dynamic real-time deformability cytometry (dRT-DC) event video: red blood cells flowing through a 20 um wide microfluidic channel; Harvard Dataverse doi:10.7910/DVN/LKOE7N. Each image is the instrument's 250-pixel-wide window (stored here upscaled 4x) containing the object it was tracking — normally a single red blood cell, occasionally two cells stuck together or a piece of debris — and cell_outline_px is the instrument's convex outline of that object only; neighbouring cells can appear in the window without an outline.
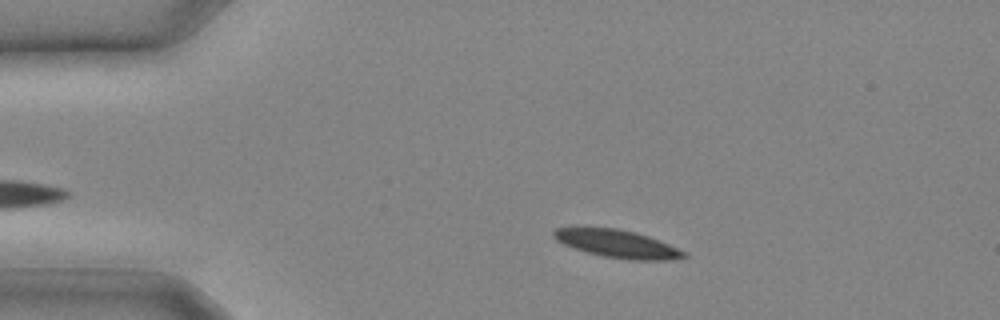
{"species": "common noctule bat (a hibernating species)", "species_latin": "Nyctalus noctula", "temperature_condition": "cold", "stored_images_in_passage": 7, "camera_frame_rate_fps": 3000, "um_per_image_px": 0.085, "animal": {"sex": "male", "body_mass_g": 20.4}, "frame": {"image": 1, "passage_image": 4, "time_ms": 1.0, "image_size_px": [1000, 320], "cell_outline_px": [[688, 256], [672, 260], [632, 260], [604, 256], [588, 252], [564, 244], [556, 240], [552, 236], [552, 232], [556, 228], [576, 224], [616, 228], [636, 232], [648, 236], [688, 252]], "centroid_in_image_um": [52.4, 20.67], "position_along_channel_um": 32.6, "area_um2": 21.73}}
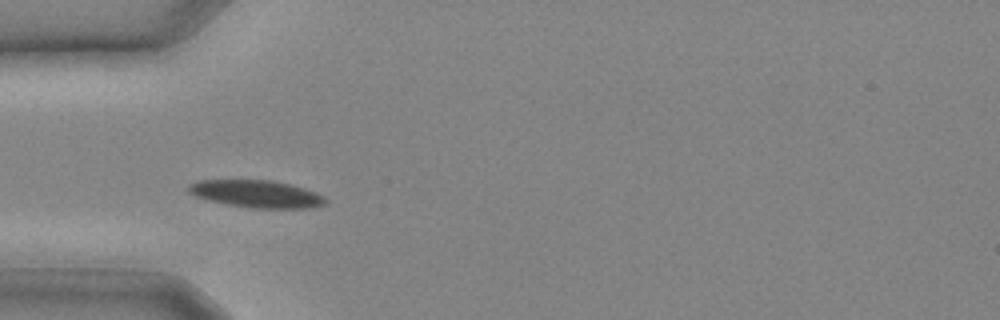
{"frame": {"image": 2, "passage_image": 7, "time_ms": 2.0, "image_size_px": [1000, 320], "cell_outline_px": [[328, 200], [324, 204], [308, 208], [256, 208], [228, 204], [208, 200], [196, 196], [188, 192], [188, 184], [200, 180], [272, 180], [304, 188], [316, 192], [324, 196]], "centroid_in_image_um": [21.81, 16.47], "position_along_channel_um": 63.2, "area_um2": 21.68}}